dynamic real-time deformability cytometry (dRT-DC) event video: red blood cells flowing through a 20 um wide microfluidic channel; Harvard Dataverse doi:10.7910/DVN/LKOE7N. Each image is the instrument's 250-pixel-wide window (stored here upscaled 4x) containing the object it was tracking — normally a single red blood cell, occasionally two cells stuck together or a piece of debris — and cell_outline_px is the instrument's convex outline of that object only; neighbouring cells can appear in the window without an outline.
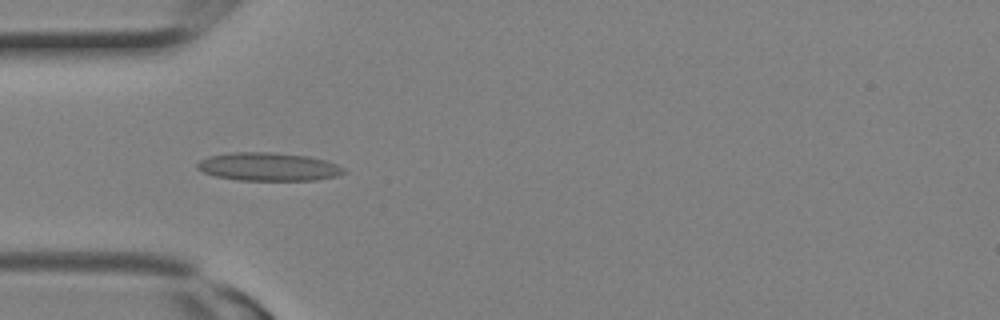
{"species": "Egyptian fruit bat (a non-hibernating species)", "species_latin": "Rousettus aegyptiacus", "temperature_condition": "room temperature", "stored_images_in_passage": 3, "camera_frame_rate_fps": 3000, "um_per_image_px": 0.085, "animal": {"sex": "female"}, "frame": {"image": 1, "passage_image": 3, "time_ms": 0.667, "image_size_px": [1000, 320], "cell_outline_px": [[348, 172], [336, 176], [316, 180], [236, 180], [216, 176], [204, 172], [196, 168], [196, 164], [200, 160], [208, 156], [232, 152], [272, 152], [308, 156], [324, 160], [336, 164], [344, 168]], "centroid_in_image_um": [22.81, 14.17], "position_along_channel_um": 62.2, "area_um2": 24.16}}